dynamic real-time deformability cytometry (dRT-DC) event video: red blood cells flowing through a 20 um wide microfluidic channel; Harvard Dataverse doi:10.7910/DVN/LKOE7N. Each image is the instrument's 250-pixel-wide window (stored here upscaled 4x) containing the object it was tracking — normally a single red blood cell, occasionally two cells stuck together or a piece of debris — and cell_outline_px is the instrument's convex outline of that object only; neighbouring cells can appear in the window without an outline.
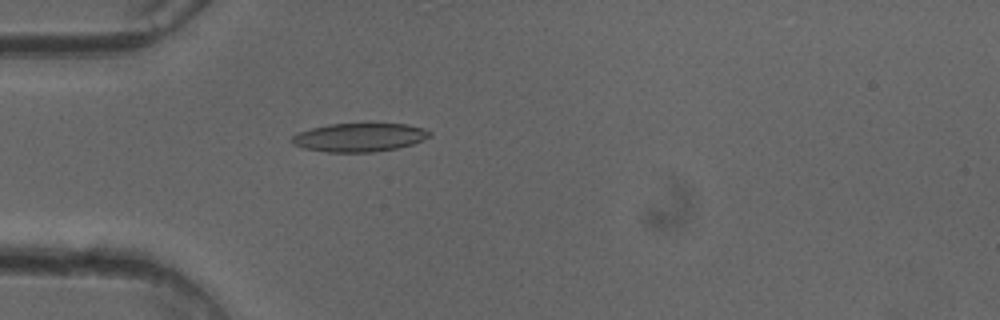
{"species": "common noctule bat (a hibernating species)", "species_latin": "Nyctalus noctula", "temperature_condition": "cold", "stored_images_in_passage": 49, "camera_frame_rate_fps": 3000, "um_per_image_px": 0.085, "animal": {"sex": "female"}, "frame": {"image": 1, "passage_image": 15, "time_ms": 4.667, "image_size_px": [1000, 320], "cell_outline_px": [[432, 136], [412, 144], [400, 148], [372, 152], [328, 152], [304, 148], [292, 144], [288, 140], [296, 132], [328, 124], [372, 120], [408, 124], [424, 128], [432, 132]], "centroid_in_image_um": [30.58, 11.62], "position_along_channel_um": 54.4, "area_um2": 24.28}}
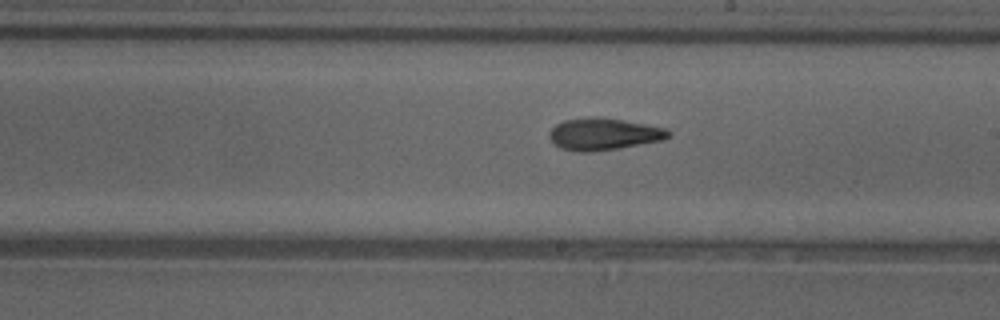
{"frame": {"image": 2, "passage_image": 29, "time_ms": 9.333, "image_size_px": [1000, 320], "cell_outline_px": [[672, 136], [664, 140], [620, 148], [588, 152], [580, 152], [560, 148], [548, 136], [548, 132], [556, 124], [564, 120], [592, 116], [596, 116], [624, 120], [668, 128], [672, 132]], "centroid_in_image_um": [51.36, 11.39], "position_along_channel_um": 237.6, "area_um2": 22.48}}
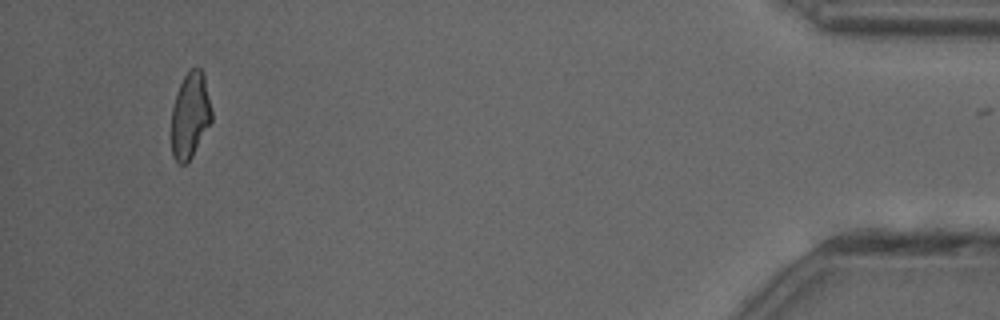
{"frame": {"image": 3, "passage_image": 48, "time_ms": 15.667, "image_size_px": [1000, 320], "cell_outline_px": [[212, 120], [192, 156], [184, 164], [180, 164], [172, 156], [172, 108], [176, 92], [184, 76], [196, 64], [200, 68], [204, 76], [212, 108]], "centroid_in_image_um": [16.17, 9.77], "position_along_channel_um": 419.0, "area_um2": 20.06}, "authors_computed_cell_mechanics": {"area_um2": 22.1374, "velocity_mm_per_s": 4.0773, "shape_relaxation_time_tau1_ms": 11.106, "shape_relaxation_time_tau2_ms": 2.8527, "deformation_change_tau1": 0.2547, "deformation_change_tau2": 0.1052}}